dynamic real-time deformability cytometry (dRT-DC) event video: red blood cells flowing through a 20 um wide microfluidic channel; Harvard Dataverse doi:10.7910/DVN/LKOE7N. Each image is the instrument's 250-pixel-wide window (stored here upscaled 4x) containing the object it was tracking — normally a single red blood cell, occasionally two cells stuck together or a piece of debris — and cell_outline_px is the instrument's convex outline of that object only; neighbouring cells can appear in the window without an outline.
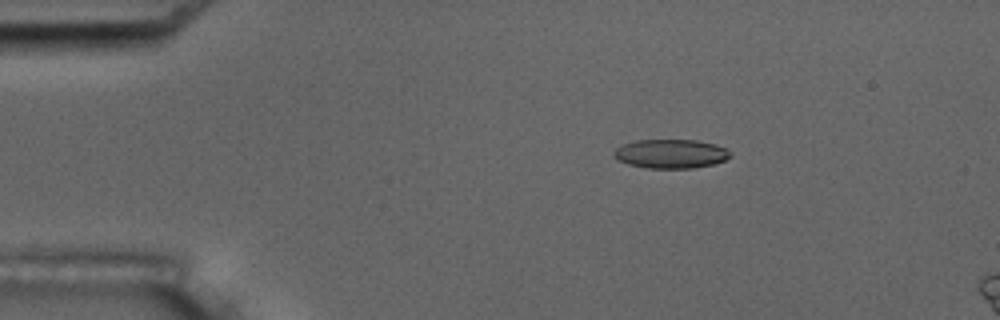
{"species": "common noctule bat (a hibernating species)", "species_latin": "Nyctalus noctula", "temperature_condition": "room temperature", "stored_images_in_passage": 5, "camera_frame_rate_fps": 3000, "um_per_image_px": 0.085, "animal": {"sex": "male", "body_mass_g": 17.5, "forearm_length_mm": 52.3}, "frame": {"image": 1, "passage_image": 3, "time_ms": 3.333, "image_size_px": [1000, 320], "cell_outline_px": [[732, 156], [724, 160], [712, 164], [692, 168], [648, 168], [628, 164], [620, 160], [612, 152], [616, 148], [624, 144], [636, 140], [696, 140], [716, 144], [724, 148]], "centroid_in_image_um": [57.02, 13.06], "position_along_channel_um": 28.0, "area_um2": 19.42}}